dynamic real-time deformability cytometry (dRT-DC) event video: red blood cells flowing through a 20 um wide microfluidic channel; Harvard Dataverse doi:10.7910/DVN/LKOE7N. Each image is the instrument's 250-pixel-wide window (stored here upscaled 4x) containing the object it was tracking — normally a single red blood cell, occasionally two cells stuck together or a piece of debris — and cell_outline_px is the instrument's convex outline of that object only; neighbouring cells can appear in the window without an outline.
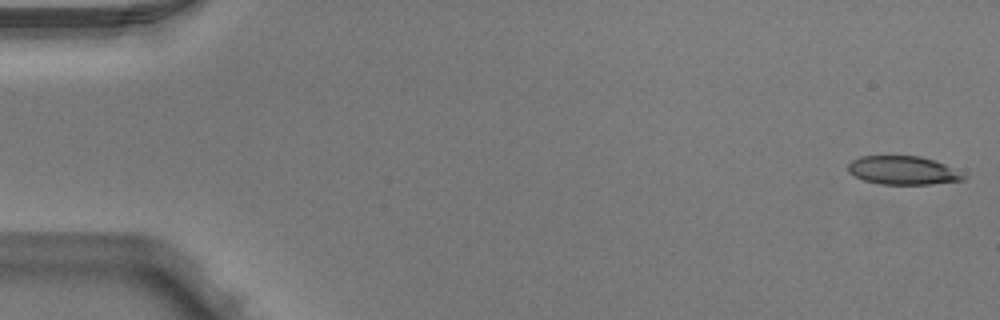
{"species": "Egyptian fruit bat (a non-hibernating species)", "species_latin": "Rousettus aegyptiacus", "temperature_condition": "warm", "stored_images_in_passage": 7, "camera_frame_rate_fps": 3000, "um_per_image_px": 0.085, "animal": {"sex": "male"}, "frame": {"image": 1, "passage_image": 1, "time_ms": 0.0, "image_size_px": [1000, 320], "cell_outline_px": [[968, 176], [964, 180], [932, 184], [880, 184], [864, 180], [848, 172], [848, 164], [852, 160], [860, 156], [920, 156], [936, 160]], "centroid_in_image_um": [76.76, 14.48], "position_along_channel_um": 8.2, "area_um2": 19.19}}
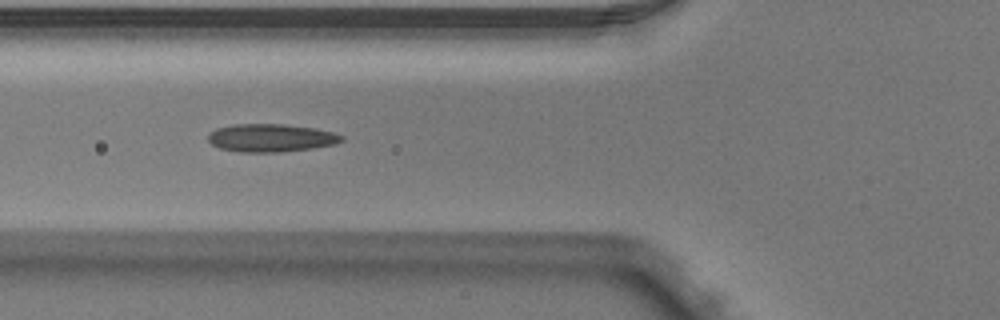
{"frame": {"image": 2, "passage_image": 6, "time_ms": 1.667, "image_size_px": [1000, 320], "cell_outline_px": [[344, 140], [336, 144], [312, 148], [280, 152], [240, 152], [220, 148], [212, 144], [208, 140], [208, 132], [216, 128], [232, 124], [284, 124], [316, 128], [332, 132], [344, 136]], "centroid_in_image_um": [23.02, 11.71], "position_along_channel_um": 102.8, "area_um2": 21.91}}
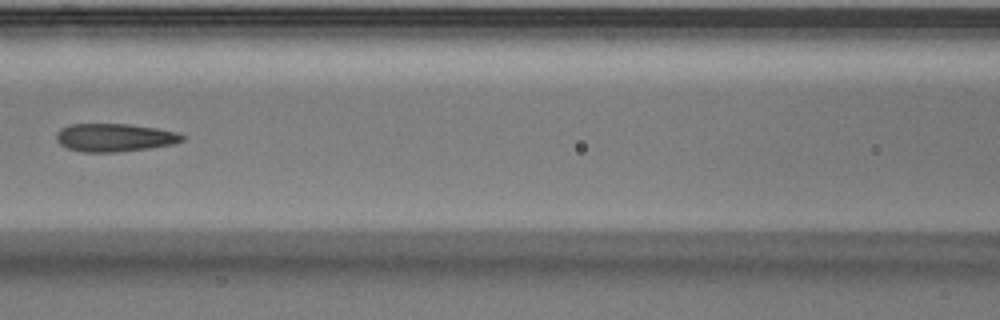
{"frame": {"image": 3, "passage_image": 7, "time_ms": 2.0, "image_size_px": [1000, 320], "cell_outline_px": [[184, 140], [176, 144], [148, 148], [116, 152], [84, 152], [68, 148], [60, 144], [56, 140], [56, 132], [60, 128], [68, 124], [128, 124], [156, 128], [176, 132], [184, 136]], "centroid_in_image_um": [9.72, 11.69], "position_along_channel_um": 156.9, "area_um2": 20.63}}